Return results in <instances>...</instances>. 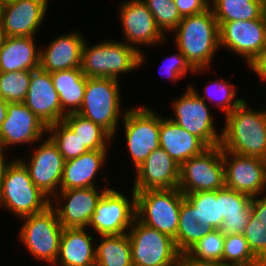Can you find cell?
Masks as SVG:
<instances>
[{
    "label": "cell",
    "mask_w": 266,
    "mask_h": 266,
    "mask_svg": "<svg viewBox=\"0 0 266 266\" xmlns=\"http://www.w3.org/2000/svg\"><path fill=\"white\" fill-rule=\"evenodd\" d=\"M171 35L167 39L172 40L174 48L183 54L194 69H212V62L221 50L219 24L211 8L200 14L183 17Z\"/></svg>",
    "instance_id": "6da1fadb"
},
{
    "label": "cell",
    "mask_w": 266,
    "mask_h": 266,
    "mask_svg": "<svg viewBox=\"0 0 266 266\" xmlns=\"http://www.w3.org/2000/svg\"><path fill=\"white\" fill-rule=\"evenodd\" d=\"M248 98L222 117L220 147L228 152L266 160V105L252 108Z\"/></svg>",
    "instance_id": "7a4b0ae2"
},
{
    "label": "cell",
    "mask_w": 266,
    "mask_h": 266,
    "mask_svg": "<svg viewBox=\"0 0 266 266\" xmlns=\"http://www.w3.org/2000/svg\"><path fill=\"white\" fill-rule=\"evenodd\" d=\"M103 39L90 44L85 40L82 50L81 70L86 77L113 78L140 69V53L119 39Z\"/></svg>",
    "instance_id": "3957f363"
},
{
    "label": "cell",
    "mask_w": 266,
    "mask_h": 266,
    "mask_svg": "<svg viewBox=\"0 0 266 266\" xmlns=\"http://www.w3.org/2000/svg\"><path fill=\"white\" fill-rule=\"evenodd\" d=\"M50 202L51 199L32 182L24 164L13 157L5 169L0 186V210H7V214L19 220L43 212Z\"/></svg>",
    "instance_id": "277c9868"
},
{
    "label": "cell",
    "mask_w": 266,
    "mask_h": 266,
    "mask_svg": "<svg viewBox=\"0 0 266 266\" xmlns=\"http://www.w3.org/2000/svg\"><path fill=\"white\" fill-rule=\"evenodd\" d=\"M121 81L113 78L87 77L82 105L77 112L104 128L112 137L128 109L121 99ZM122 106V107H121Z\"/></svg>",
    "instance_id": "5b68a950"
},
{
    "label": "cell",
    "mask_w": 266,
    "mask_h": 266,
    "mask_svg": "<svg viewBox=\"0 0 266 266\" xmlns=\"http://www.w3.org/2000/svg\"><path fill=\"white\" fill-rule=\"evenodd\" d=\"M161 113L155 110L148 104H136L128 107L123 120L118 128L114 139H119L117 136L121 130H124L125 144L129 163L133 170L138 168L150 155L152 151L160 147L159 132L161 126ZM120 129V130H119ZM118 133V134H117Z\"/></svg>",
    "instance_id": "8992f818"
},
{
    "label": "cell",
    "mask_w": 266,
    "mask_h": 266,
    "mask_svg": "<svg viewBox=\"0 0 266 266\" xmlns=\"http://www.w3.org/2000/svg\"><path fill=\"white\" fill-rule=\"evenodd\" d=\"M18 242L37 262L53 266L59 253L63 227L56 211L49 206L43 212L19 219ZM20 239V240H19ZM32 255V256H31Z\"/></svg>",
    "instance_id": "52a82bcc"
},
{
    "label": "cell",
    "mask_w": 266,
    "mask_h": 266,
    "mask_svg": "<svg viewBox=\"0 0 266 266\" xmlns=\"http://www.w3.org/2000/svg\"><path fill=\"white\" fill-rule=\"evenodd\" d=\"M186 86L182 94L170 101L169 109L173 115L168 118L198 137L207 147L220 145L222 127L217 126L215 119L218 118L211 112L214 108L204 102L189 83Z\"/></svg>",
    "instance_id": "ba28073f"
},
{
    "label": "cell",
    "mask_w": 266,
    "mask_h": 266,
    "mask_svg": "<svg viewBox=\"0 0 266 266\" xmlns=\"http://www.w3.org/2000/svg\"><path fill=\"white\" fill-rule=\"evenodd\" d=\"M117 7V17L123 34L120 41L134 47L140 53L142 69L147 58L144 49L146 47L152 49V46L161 48L165 43L167 46V37L157 27L152 13L143 0H123Z\"/></svg>",
    "instance_id": "9c48e42d"
},
{
    "label": "cell",
    "mask_w": 266,
    "mask_h": 266,
    "mask_svg": "<svg viewBox=\"0 0 266 266\" xmlns=\"http://www.w3.org/2000/svg\"><path fill=\"white\" fill-rule=\"evenodd\" d=\"M183 198L179 188L135 192L136 219L175 241Z\"/></svg>",
    "instance_id": "30bf717a"
},
{
    "label": "cell",
    "mask_w": 266,
    "mask_h": 266,
    "mask_svg": "<svg viewBox=\"0 0 266 266\" xmlns=\"http://www.w3.org/2000/svg\"><path fill=\"white\" fill-rule=\"evenodd\" d=\"M120 187H110L99 200L88 229L100 235L126 234L136 218L135 192L124 194Z\"/></svg>",
    "instance_id": "8fae6325"
},
{
    "label": "cell",
    "mask_w": 266,
    "mask_h": 266,
    "mask_svg": "<svg viewBox=\"0 0 266 266\" xmlns=\"http://www.w3.org/2000/svg\"><path fill=\"white\" fill-rule=\"evenodd\" d=\"M132 266H173L180 253L174 239L150 228L136 218L127 232Z\"/></svg>",
    "instance_id": "7c38bea8"
},
{
    "label": "cell",
    "mask_w": 266,
    "mask_h": 266,
    "mask_svg": "<svg viewBox=\"0 0 266 266\" xmlns=\"http://www.w3.org/2000/svg\"><path fill=\"white\" fill-rule=\"evenodd\" d=\"M225 186L220 145L208 147L180 166L178 188L184 194L216 191Z\"/></svg>",
    "instance_id": "4fadbf2b"
},
{
    "label": "cell",
    "mask_w": 266,
    "mask_h": 266,
    "mask_svg": "<svg viewBox=\"0 0 266 266\" xmlns=\"http://www.w3.org/2000/svg\"><path fill=\"white\" fill-rule=\"evenodd\" d=\"M31 148L30 154L26 156L29 159L24 157L23 152L16 157L28 170L35 186L52 199L60 191L65 159L48 136L38 141L34 149L33 146Z\"/></svg>",
    "instance_id": "5bb4252c"
},
{
    "label": "cell",
    "mask_w": 266,
    "mask_h": 266,
    "mask_svg": "<svg viewBox=\"0 0 266 266\" xmlns=\"http://www.w3.org/2000/svg\"><path fill=\"white\" fill-rule=\"evenodd\" d=\"M220 33V50L241 57L248 65L266 47V18L248 21L217 22Z\"/></svg>",
    "instance_id": "9a60e30c"
},
{
    "label": "cell",
    "mask_w": 266,
    "mask_h": 266,
    "mask_svg": "<svg viewBox=\"0 0 266 266\" xmlns=\"http://www.w3.org/2000/svg\"><path fill=\"white\" fill-rule=\"evenodd\" d=\"M47 127L23 102L8 103L0 128V145L9 152L23 145L31 148L47 136Z\"/></svg>",
    "instance_id": "2e32d148"
},
{
    "label": "cell",
    "mask_w": 266,
    "mask_h": 266,
    "mask_svg": "<svg viewBox=\"0 0 266 266\" xmlns=\"http://www.w3.org/2000/svg\"><path fill=\"white\" fill-rule=\"evenodd\" d=\"M225 187L251 197L266 194V160L222 150Z\"/></svg>",
    "instance_id": "e0dca14e"
},
{
    "label": "cell",
    "mask_w": 266,
    "mask_h": 266,
    "mask_svg": "<svg viewBox=\"0 0 266 266\" xmlns=\"http://www.w3.org/2000/svg\"><path fill=\"white\" fill-rule=\"evenodd\" d=\"M101 188V189H100ZM110 187H89L59 191L50 202L63 228H88L103 194Z\"/></svg>",
    "instance_id": "ac0fdd59"
},
{
    "label": "cell",
    "mask_w": 266,
    "mask_h": 266,
    "mask_svg": "<svg viewBox=\"0 0 266 266\" xmlns=\"http://www.w3.org/2000/svg\"><path fill=\"white\" fill-rule=\"evenodd\" d=\"M50 1L12 0L3 3L0 21L4 36L36 37L48 17Z\"/></svg>",
    "instance_id": "d6986e66"
},
{
    "label": "cell",
    "mask_w": 266,
    "mask_h": 266,
    "mask_svg": "<svg viewBox=\"0 0 266 266\" xmlns=\"http://www.w3.org/2000/svg\"><path fill=\"white\" fill-rule=\"evenodd\" d=\"M110 150H89L81 156L67 160L64 164L62 173V179L60 182V191L89 188V187H101L99 184H103L102 187H112L107 175L101 171H104L106 165L109 166L107 161L110 156ZM105 167V168H104ZM102 168H104L102 170ZM104 173V174H103ZM101 174L104 176H101ZM99 176V178L97 177ZM100 176L102 179H100ZM97 178V179H96ZM98 180H103L99 183ZM98 181V182H97Z\"/></svg>",
    "instance_id": "ffe728a7"
},
{
    "label": "cell",
    "mask_w": 266,
    "mask_h": 266,
    "mask_svg": "<svg viewBox=\"0 0 266 266\" xmlns=\"http://www.w3.org/2000/svg\"><path fill=\"white\" fill-rule=\"evenodd\" d=\"M133 172L131 188L134 192L178 188L179 185L180 166L161 147L152 151Z\"/></svg>",
    "instance_id": "44dd1931"
},
{
    "label": "cell",
    "mask_w": 266,
    "mask_h": 266,
    "mask_svg": "<svg viewBox=\"0 0 266 266\" xmlns=\"http://www.w3.org/2000/svg\"><path fill=\"white\" fill-rule=\"evenodd\" d=\"M67 32L59 33L62 35L58 34L54 39L45 43L46 45H40V69L52 73L81 68L85 36L79 28L78 30L70 29V32Z\"/></svg>",
    "instance_id": "7402d4cb"
},
{
    "label": "cell",
    "mask_w": 266,
    "mask_h": 266,
    "mask_svg": "<svg viewBox=\"0 0 266 266\" xmlns=\"http://www.w3.org/2000/svg\"><path fill=\"white\" fill-rule=\"evenodd\" d=\"M23 103L47 126L62 121L66 116L51 73L40 68L31 70L30 85Z\"/></svg>",
    "instance_id": "603a6c76"
},
{
    "label": "cell",
    "mask_w": 266,
    "mask_h": 266,
    "mask_svg": "<svg viewBox=\"0 0 266 266\" xmlns=\"http://www.w3.org/2000/svg\"><path fill=\"white\" fill-rule=\"evenodd\" d=\"M96 241L88 228H64L53 266H95Z\"/></svg>",
    "instance_id": "cb8c5ba5"
},
{
    "label": "cell",
    "mask_w": 266,
    "mask_h": 266,
    "mask_svg": "<svg viewBox=\"0 0 266 266\" xmlns=\"http://www.w3.org/2000/svg\"><path fill=\"white\" fill-rule=\"evenodd\" d=\"M161 114L160 147L179 165L201 154L208 147L195 135Z\"/></svg>",
    "instance_id": "d4e9b609"
},
{
    "label": "cell",
    "mask_w": 266,
    "mask_h": 266,
    "mask_svg": "<svg viewBox=\"0 0 266 266\" xmlns=\"http://www.w3.org/2000/svg\"><path fill=\"white\" fill-rule=\"evenodd\" d=\"M37 37H4L0 45V72L31 71L40 66Z\"/></svg>",
    "instance_id": "484cf974"
},
{
    "label": "cell",
    "mask_w": 266,
    "mask_h": 266,
    "mask_svg": "<svg viewBox=\"0 0 266 266\" xmlns=\"http://www.w3.org/2000/svg\"><path fill=\"white\" fill-rule=\"evenodd\" d=\"M52 82L59 95L62 111L67 115L77 113L82 105L87 77L81 68L55 71Z\"/></svg>",
    "instance_id": "4316f807"
},
{
    "label": "cell",
    "mask_w": 266,
    "mask_h": 266,
    "mask_svg": "<svg viewBox=\"0 0 266 266\" xmlns=\"http://www.w3.org/2000/svg\"><path fill=\"white\" fill-rule=\"evenodd\" d=\"M215 79V80H214ZM189 86L197 93V95L206 102L210 107H214V110H219L222 112L223 116L227 115L238 107L246 98L247 92L240 96L238 93L237 85H235L232 80L222 77L211 78L203 86V94L200 93L198 88L194 84L189 83ZM246 94V95H245ZM217 108V109H216Z\"/></svg>",
    "instance_id": "83f0119b"
},
{
    "label": "cell",
    "mask_w": 266,
    "mask_h": 266,
    "mask_svg": "<svg viewBox=\"0 0 266 266\" xmlns=\"http://www.w3.org/2000/svg\"><path fill=\"white\" fill-rule=\"evenodd\" d=\"M97 240L95 266H132L131 243L127 233L100 235Z\"/></svg>",
    "instance_id": "f1b7e54d"
},
{
    "label": "cell",
    "mask_w": 266,
    "mask_h": 266,
    "mask_svg": "<svg viewBox=\"0 0 266 266\" xmlns=\"http://www.w3.org/2000/svg\"><path fill=\"white\" fill-rule=\"evenodd\" d=\"M243 235L254 255L266 266V194L251 198V216Z\"/></svg>",
    "instance_id": "f546056e"
},
{
    "label": "cell",
    "mask_w": 266,
    "mask_h": 266,
    "mask_svg": "<svg viewBox=\"0 0 266 266\" xmlns=\"http://www.w3.org/2000/svg\"><path fill=\"white\" fill-rule=\"evenodd\" d=\"M88 150H110L113 137L100 125L78 113L67 114L62 120Z\"/></svg>",
    "instance_id": "4dcf8cb0"
},
{
    "label": "cell",
    "mask_w": 266,
    "mask_h": 266,
    "mask_svg": "<svg viewBox=\"0 0 266 266\" xmlns=\"http://www.w3.org/2000/svg\"><path fill=\"white\" fill-rule=\"evenodd\" d=\"M217 22L248 21L264 15L262 0H210Z\"/></svg>",
    "instance_id": "1f68e13d"
},
{
    "label": "cell",
    "mask_w": 266,
    "mask_h": 266,
    "mask_svg": "<svg viewBox=\"0 0 266 266\" xmlns=\"http://www.w3.org/2000/svg\"><path fill=\"white\" fill-rule=\"evenodd\" d=\"M211 231L210 227L197 222L194 216L193 204L184 196L179 211V225L174 241L177 250L180 253H185Z\"/></svg>",
    "instance_id": "d6a6232c"
},
{
    "label": "cell",
    "mask_w": 266,
    "mask_h": 266,
    "mask_svg": "<svg viewBox=\"0 0 266 266\" xmlns=\"http://www.w3.org/2000/svg\"><path fill=\"white\" fill-rule=\"evenodd\" d=\"M192 204L195 219L199 224L219 229L223 217L220 216L219 189L208 192H193L184 195Z\"/></svg>",
    "instance_id": "836d02e7"
},
{
    "label": "cell",
    "mask_w": 266,
    "mask_h": 266,
    "mask_svg": "<svg viewBox=\"0 0 266 266\" xmlns=\"http://www.w3.org/2000/svg\"><path fill=\"white\" fill-rule=\"evenodd\" d=\"M222 262L230 266H265L249 248L243 234H226Z\"/></svg>",
    "instance_id": "e575fe53"
},
{
    "label": "cell",
    "mask_w": 266,
    "mask_h": 266,
    "mask_svg": "<svg viewBox=\"0 0 266 266\" xmlns=\"http://www.w3.org/2000/svg\"><path fill=\"white\" fill-rule=\"evenodd\" d=\"M47 136L57 146L65 161L89 151L63 121L49 125Z\"/></svg>",
    "instance_id": "d590c367"
},
{
    "label": "cell",
    "mask_w": 266,
    "mask_h": 266,
    "mask_svg": "<svg viewBox=\"0 0 266 266\" xmlns=\"http://www.w3.org/2000/svg\"><path fill=\"white\" fill-rule=\"evenodd\" d=\"M31 71L0 72V97L8 103L24 102Z\"/></svg>",
    "instance_id": "8d00e7d4"
},
{
    "label": "cell",
    "mask_w": 266,
    "mask_h": 266,
    "mask_svg": "<svg viewBox=\"0 0 266 266\" xmlns=\"http://www.w3.org/2000/svg\"><path fill=\"white\" fill-rule=\"evenodd\" d=\"M176 51L171 55L166 54L158 68L160 75L168 79L172 85L177 84L178 80L186 78L189 74L190 76L204 75L209 73L208 70L211 71V69H194L183 54L178 49Z\"/></svg>",
    "instance_id": "74e56055"
},
{
    "label": "cell",
    "mask_w": 266,
    "mask_h": 266,
    "mask_svg": "<svg viewBox=\"0 0 266 266\" xmlns=\"http://www.w3.org/2000/svg\"><path fill=\"white\" fill-rule=\"evenodd\" d=\"M225 235L219 229H213L198 240L185 253L198 261H221Z\"/></svg>",
    "instance_id": "f35d334b"
},
{
    "label": "cell",
    "mask_w": 266,
    "mask_h": 266,
    "mask_svg": "<svg viewBox=\"0 0 266 266\" xmlns=\"http://www.w3.org/2000/svg\"><path fill=\"white\" fill-rule=\"evenodd\" d=\"M152 13L157 27L167 37L182 20L174 0H143ZM169 33V34H168Z\"/></svg>",
    "instance_id": "ab89813d"
},
{
    "label": "cell",
    "mask_w": 266,
    "mask_h": 266,
    "mask_svg": "<svg viewBox=\"0 0 266 266\" xmlns=\"http://www.w3.org/2000/svg\"><path fill=\"white\" fill-rule=\"evenodd\" d=\"M251 198L224 186L219 189L220 216L251 215Z\"/></svg>",
    "instance_id": "60d3db41"
},
{
    "label": "cell",
    "mask_w": 266,
    "mask_h": 266,
    "mask_svg": "<svg viewBox=\"0 0 266 266\" xmlns=\"http://www.w3.org/2000/svg\"><path fill=\"white\" fill-rule=\"evenodd\" d=\"M251 215L226 216L219 228L220 232L226 234H243Z\"/></svg>",
    "instance_id": "b9f144b4"
},
{
    "label": "cell",
    "mask_w": 266,
    "mask_h": 266,
    "mask_svg": "<svg viewBox=\"0 0 266 266\" xmlns=\"http://www.w3.org/2000/svg\"><path fill=\"white\" fill-rule=\"evenodd\" d=\"M182 17L196 15L210 8V0H174Z\"/></svg>",
    "instance_id": "7bdbcfd3"
},
{
    "label": "cell",
    "mask_w": 266,
    "mask_h": 266,
    "mask_svg": "<svg viewBox=\"0 0 266 266\" xmlns=\"http://www.w3.org/2000/svg\"><path fill=\"white\" fill-rule=\"evenodd\" d=\"M257 75L259 81L266 85V47L260 51L247 65Z\"/></svg>",
    "instance_id": "ee69618b"
},
{
    "label": "cell",
    "mask_w": 266,
    "mask_h": 266,
    "mask_svg": "<svg viewBox=\"0 0 266 266\" xmlns=\"http://www.w3.org/2000/svg\"><path fill=\"white\" fill-rule=\"evenodd\" d=\"M173 266H230L221 261H198L186 253H179Z\"/></svg>",
    "instance_id": "f6af8a7d"
},
{
    "label": "cell",
    "mask_w": 266,
    "mask_h": 266,
    "mask_svg": "<svg viewBox=\"0 0 266 266\" xmlns=\"http://www.w3.org/2000/svg\"><path fill=\"white\" fill-rule=\"evenodd\" d=\"M9 151H7L5 148H3L0 145V186H1V182L3 180V175L5 172V169L7 167V165L12 161V157H10V153H8ZM7 153V154H6ZM9 155V156H8ZM9 157V158H8ZM10 159V160H9Z\"/></svg>",
    "instance_id": "bcb514c9"
},
{
    "label": "cell",
    "mask_w": 266,
    "mask_h": 266,
    "mask_svg": "<svg viewBox=\"0 0 266 266\" xmlns=\"http://www.w3.org/2000/svg\"><path fill=\"white\" fill-rule=\"evenodd\" d=\"M7 105L8 102L3 100L0 97V128L2 126V123L4 122L5 118H6V114H7Z\"/></svg>",
    "instance_id": "7dc6e473"
},
{
    "label": "cell",
    "mask_w": 266,
    "mask_h": 266,
    "mask_svg": "<svg viewBox=\"0 0 266 266\" xmlns=\"http://www.w3.org/2000/svg\"><path fill=\"white\" fill-rule=\"evenodd\" d=\"M4 33H3V29H2V25H1V21H0V45L3 42L4 39Z\"/></svg>",
    "instance_id": "c3c4849f"
},
{
    "label": "cell",
    "mask_w": 266,
    "mask_h": 266,
    "mask_svg": "<svg viewBox=\"0 0 266 266\" xmlns=\"http://www.w3.org/2000/svg\"><path fill=\"white\" fill-rule=\"evenodd\" d=\"M2 7H3V1L0 0V12H1V10H2Z\"/></svg>",
    "instance_id": "681fc988"
},
{
    "label": "cell",
    "mask_w": 266,
    "mask_h": 266,
    "mask_svg": "<svg viewBox=\"0 0 266 266\" xmlns=\"http://www.w3.org/2000/svg\"><path fill=\"white\" fill-rule=\"evenodd\" d=\"M264 7H266V0H262Z\"/></svg>",
    "instance_id": "f907efd6"
},
{
    "label": "cell",
    "mask_w": 266,
    "mask_h": 266,
    "mask_svg": "<svg viewBox=\"0 0 266 266\" xmlns=\"http://www.w3.org/2000/svg\"><path fill=\"white\" fill-rule=\"evenodd\" d=\"M264 16L266 18V7H264Z\"/></svg>",
    "instance_id": "816d5d0a"
},
{
    "label": "cell",
    "mask_w": 266,
    "mask_h": 266,
    "mask_svg": "<svg viewBox=\"0 0 266 266\" xmlns=\"http://www.w3.org/2000/svg\"><path fill=\"white\" fill-rule=\"evenodd\" d=\"M3 1V3H5V2H8V1H12V0H2Z\"/></svg>",
    "instance_id": "f5cc1de1"
}]
</instances>
